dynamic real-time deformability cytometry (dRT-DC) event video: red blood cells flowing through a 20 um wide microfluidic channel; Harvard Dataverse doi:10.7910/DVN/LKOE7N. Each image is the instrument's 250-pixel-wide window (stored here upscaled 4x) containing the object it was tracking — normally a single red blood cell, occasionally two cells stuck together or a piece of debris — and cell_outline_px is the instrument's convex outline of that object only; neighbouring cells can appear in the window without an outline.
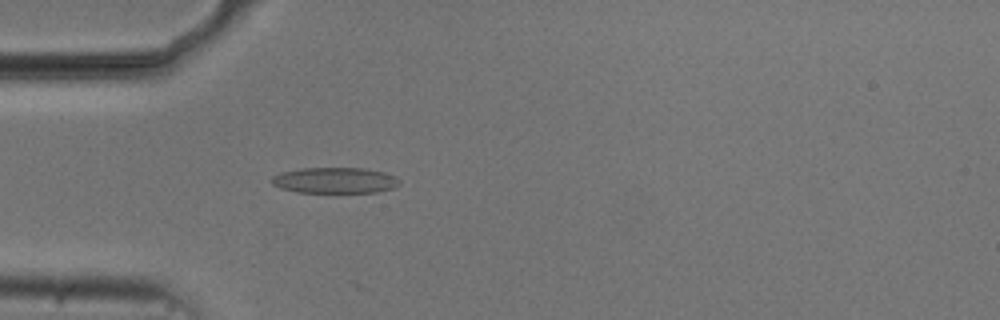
{"species": "common noctule bat (a hibernating species)", "species_latin": "Nyctalus noctula", "temperature_condition": "cold", "stored_images_in_passage": 24, "camera_frame_rate_fps": 3000, "um_per_image_px": 0.085, "animal": {"sex": "male", "body_mass_g": 20.5, "forearm_length_mm": 52.5}, "frame": {"image": 1, "passage_image": 8, "time_ms": 2.333, "image_size_px": [1000, 320], "cell_outline_px": [[400, 184], [392, 188], [376, 192], [296, 192], [280, 188], [272, 184], [272, 176], [280, 172], [300, 168], [364, 168], [384, 172], [396, 176], [400, 180]], "centroid_in_image_um": [28.46, 15.32], "position_along_channel_um": 56.5, "area_um2": 19.31}}
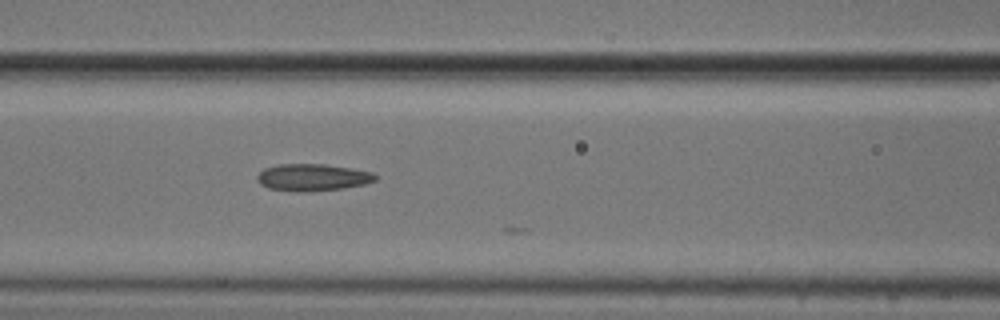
{"frame": {"image": 2, "passage_image": 15, "time_ms": 4.667, "image_size_px": [1000, 320], "cell_outline_px": [[376, 180], [364, 184], [344, 188], [308, 192], [296, 192], [268, 188], [260, 184], [256, 180], [256, 176], [264, 168], [276, 164], [324, 164], [352, 168], [372, 172], [376, 176]], "centroid_in_image_um": [26.53, 15.08], "position_along_channel_um": 140.1, "area_um2": 18.79}}
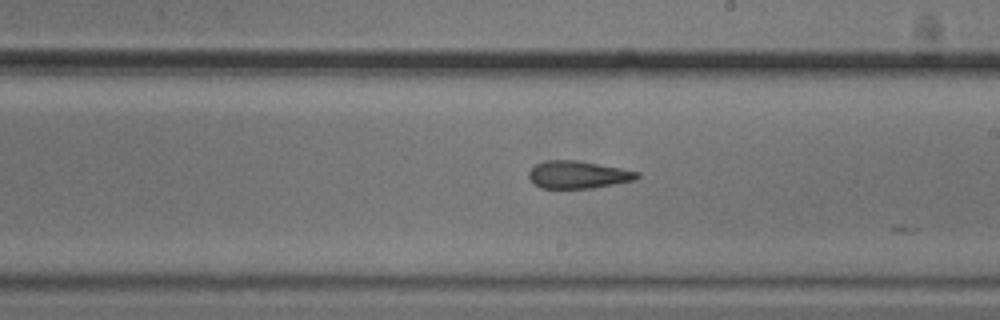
{"frame": {"image": 3, "passage_image": 23, "time_ms": 7.333, "image_size_px": [1000, 320], "cell_outline_px": [[640, 176], [636, 180], [592, 188], [540, 188], [528, 176], [528, 172], [536, 164], [548, 160], [576, 160], [620, 168], [640, 172]], "centroid_in_image_um": [49.15, 14.85], "position_along_channel_um": 239.8, "area_um2": 17.22}}